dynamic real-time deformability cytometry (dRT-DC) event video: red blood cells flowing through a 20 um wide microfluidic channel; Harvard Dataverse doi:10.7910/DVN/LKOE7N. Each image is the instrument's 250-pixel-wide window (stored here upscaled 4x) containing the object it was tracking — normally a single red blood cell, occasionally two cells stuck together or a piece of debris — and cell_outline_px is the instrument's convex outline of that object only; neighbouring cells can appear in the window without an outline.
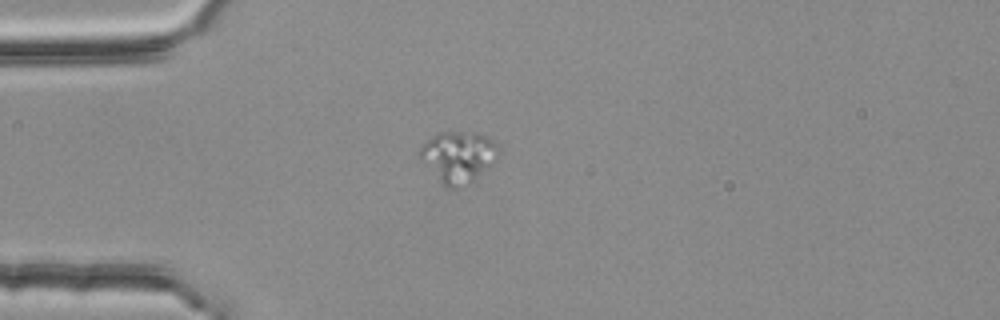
{"species": "common noctule bat (a hibernating species)", "species_latin": "Nyctalus noctula", "temperature_condition": "room temperature", "stored_images_in_passage": 1, "camera_frame_rate_fps": 3000, "um_per_image_px": 0.085, "animal": {"sex": "female", "body_mass_g": 25.1}, "frame": {"image": 1, "passage_image": 1, "time_ms": 0.0, "image_size_px": [1000, 320], "cell_outline_px": [[500, 152], [472, 180], [456, 188], [448, 188], [420, 160], [420, 148], [432, 136], [440, 132], [476, 132], [496, 140], [500, 144]], "centroid_in_image_um": [38.95, 13.26], "position_along_channel_um": 46.0, "area_um2": 22.77}}